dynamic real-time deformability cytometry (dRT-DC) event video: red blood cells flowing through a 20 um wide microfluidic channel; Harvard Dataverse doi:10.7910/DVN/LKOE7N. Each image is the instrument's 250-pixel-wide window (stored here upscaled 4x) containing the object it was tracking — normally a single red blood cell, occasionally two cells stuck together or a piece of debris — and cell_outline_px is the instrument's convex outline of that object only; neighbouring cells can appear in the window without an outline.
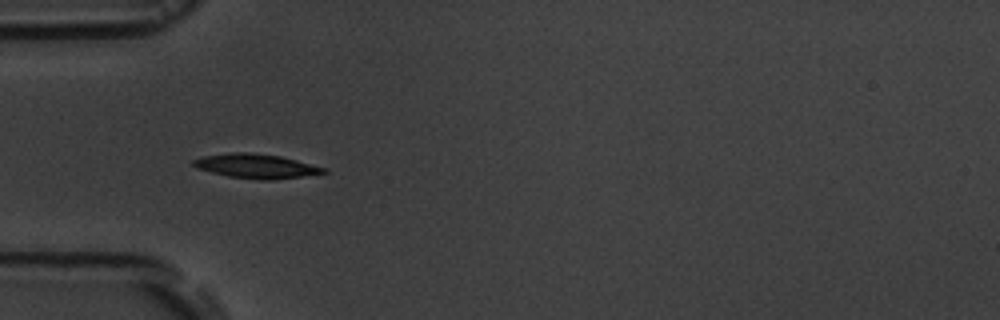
{"species": "common noctule bat (a hibernating species)", "species_latin": "Nyctalus noctula", "temperature_condition": "room temperature", "stored_images_in_passage": 2, "camera_frame_rate_fps": 3000, "um_per_image_px": 0.085, "animal": {"sex": "male", "body_mass_g": 19.5, "forearm_length_mm": 54.6}, "frame": {"image": 1, "passage_image": 1, "time_ms": 0.0, "image_size_px": [1000, 320], "cell_outline_px": [[328, 172], [272, 180], [260, 180], [228, 176], [196, 168], [192, 164], [192, 160], [204, 156], [232, 152], [252, 152], [280, 156], [296, 160], [324, 168]], "centroid_in_image_um": [21.72, 14.11], "position_along_channel_um": 63.3, "area_um2": 18.21}}
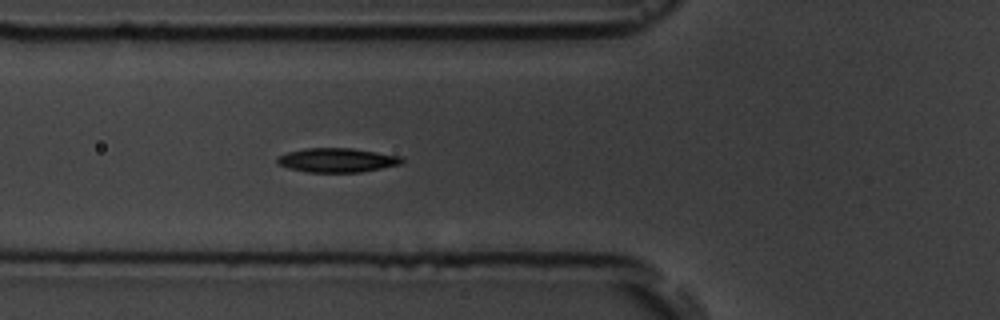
{"frame": {"image": 2, "passage_image": 2, "time_ms": 1.0, "image_size_px": [1000, 320], "cell_outline_px": [[404, 160], [400, 164], [360, 172], [308, 172], [288, 168], [276, 164], [276, 156], [288, 152], [304, 148], [352, 148], [404, 156]], "centroid_in_image_um": [28.63, 13.6], "position_along_channel_um": 97.2, "area_um2": 17.69}}